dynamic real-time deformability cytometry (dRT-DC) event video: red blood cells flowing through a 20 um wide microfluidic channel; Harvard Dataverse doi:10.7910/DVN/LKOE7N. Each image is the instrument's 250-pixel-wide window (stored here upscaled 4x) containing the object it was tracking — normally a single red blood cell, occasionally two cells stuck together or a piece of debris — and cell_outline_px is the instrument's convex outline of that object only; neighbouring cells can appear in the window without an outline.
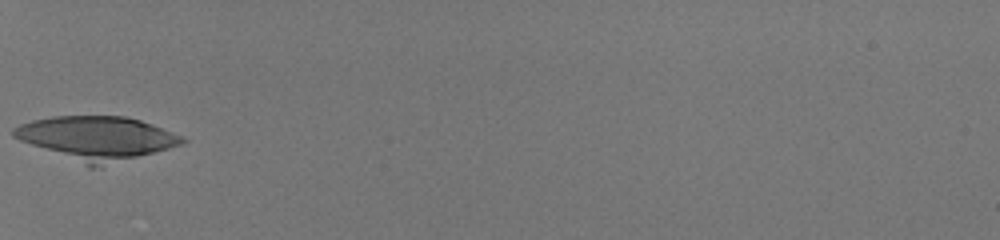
{"species": "human", "species_latin": "Homo sapiens", "temperature_condition": "room temperature", "stored_images_in_passage": 12, "camera_frame_rate_fps": 3000, "um_per_image_px": 0.085, "donor": {"sex": "male"}, "frame": {"image": 1, "passage_image": 1, "time_ms": 0.0, "image_size_px": [1000, 240], "cell_outline_px": [[188, 140], [184, 144], [100, 168], [88, 168], [20, 140], [12, 136], [12, 128], [20, 124], [32, 120], [52, 116], [124, 116], [140, 120], [180, 136]], "centroid_in_image_um": [8.17, 11.77], "position_along_channel_um": 76.8, "area_um2": 43.12}}
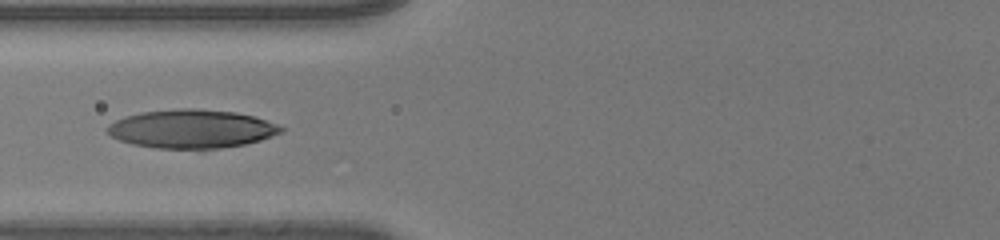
{"frame": {"image": 2, "passage_image": 4, "time_ms": 1.0, "image_size_px": [1000, 240], "cell_outline_px": [[284, 132], [260, 140], [244, 144], [220, 148], [156, 148], [132, 144], [120, 140], [112, 136], [108, 132], [108, 124], [124, 116], [140, 112], [176, 108], [196, 108], [236, 112], [252, 116], [276, 124], [284, 128]], "centroid_in_image_um": [16.27, 10.94], "position_along_channel_um": 109.5, "area_um2": 38.9}}